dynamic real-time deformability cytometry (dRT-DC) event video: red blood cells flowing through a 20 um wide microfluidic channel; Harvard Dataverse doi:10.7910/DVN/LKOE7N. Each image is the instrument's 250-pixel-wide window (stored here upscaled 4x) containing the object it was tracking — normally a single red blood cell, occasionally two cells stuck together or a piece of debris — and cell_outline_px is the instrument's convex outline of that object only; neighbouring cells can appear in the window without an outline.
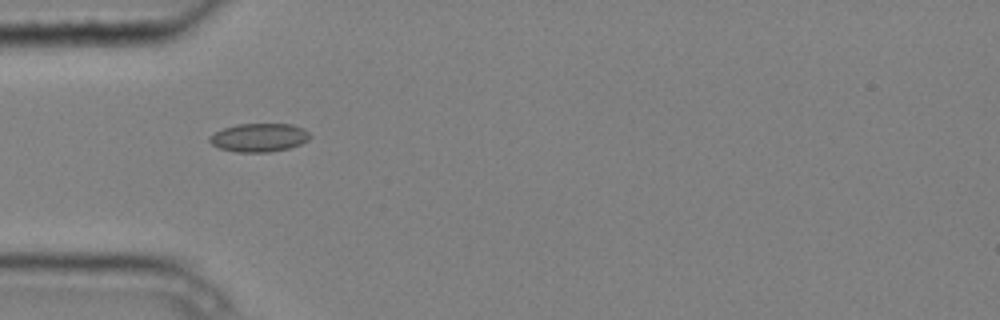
{"species": "common noctule bat (a hibernating species)", "species_latin": "Nyctalus noctula", "temperature_condition": "cold", "stored_images_in_passage": 6, "camera_frame_rate_fps": 3000, "um_per_image_px": 0.085, "animal": {"sex": "male", "body_mass_g": 20.4}, "frame": {"image": 1, "passage_image": 6, "time_ms": 1.667, "image_size_px": [1000, 320], "cell_outline_px": [[312, 136], [308, 140], [300, 144], [288, 148], [268, 152], [236, 152], [220, 148], [212, 144], [208, 140], [208, 136], [224, 128], [236, 124], [292, 124], [304, 128]], "centroid_in_image_um": [22.03, 11.69], "position_along_channel_um": 63.0, "area_um2": 16.65}}